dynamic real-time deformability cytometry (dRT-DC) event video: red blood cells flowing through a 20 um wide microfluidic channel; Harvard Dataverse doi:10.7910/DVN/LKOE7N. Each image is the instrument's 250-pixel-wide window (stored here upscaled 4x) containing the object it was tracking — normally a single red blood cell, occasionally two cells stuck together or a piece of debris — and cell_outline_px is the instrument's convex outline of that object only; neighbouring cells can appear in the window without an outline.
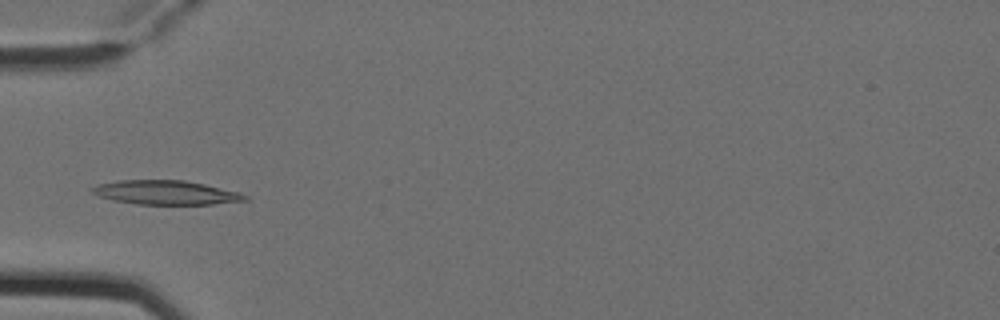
{"species": "Egyptian fruit bat (a non-hibernating species)", "species_latin": "Rousettus aegyptiacus", "temperature_condition": "cold", "stored_images_in_passage": 3, "camera_frame_rate_fps": 3000, "um_per_image_px": 0.085, "animal": {"sex": "female"}, "frame": {"image": 1, "passage_image": 3, "time_ms": 0.667, "image_size_px": [1000, 320], "cell_outline_px": [[248, 200], [212, 204], [136, 204], [112, 200], [96, 196], [88, 188], [96, 184], [116, 180], [184, 180], [204, 184], [240, 192], [248, 196]], "centroid_in_image_um": [14.03, 16.36], "position_along_channel_um": 71.0, "area_um2": 21.68}}